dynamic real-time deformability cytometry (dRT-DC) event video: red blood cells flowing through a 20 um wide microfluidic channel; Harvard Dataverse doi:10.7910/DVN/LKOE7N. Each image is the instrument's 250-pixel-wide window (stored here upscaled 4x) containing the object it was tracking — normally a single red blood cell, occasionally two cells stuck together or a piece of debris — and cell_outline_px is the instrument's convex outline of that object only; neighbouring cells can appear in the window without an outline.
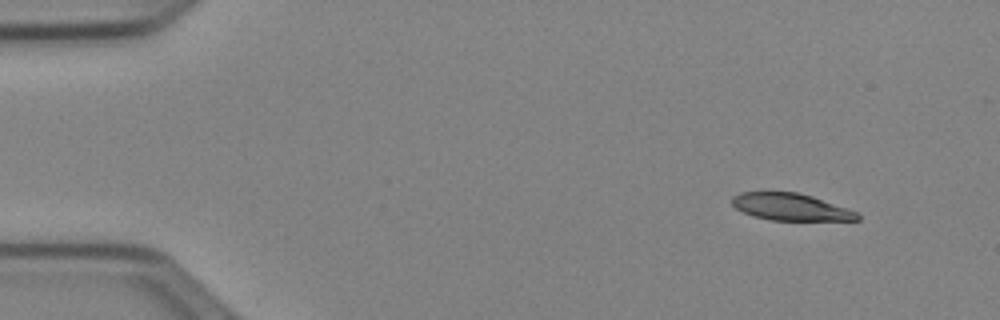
{"species": "Egyptian fruit bat (a non-hibernating species)", "species_latin": "Rousettus aegyptiacus", "temperature_condition": "cold", "stored_images_in_passage": 47, "camera_frame_rate_fps": 3000, "um_per_image_px": 0.085, "animal": {"sex": "female"}, "frame": {"image": 1, "passage_image": 1, "time_ms": 0.0, "image_size_px": [1000, 320], "cell_outline_px": [[860, 220], [768, 220], [752, 216], [736, 208], [732, 204], [732, 196], [740, 192], [796, 192], [812, 196], [856, 212], [860, 216]], "centroid_in_image_um": [67.16, 17.59], "position_along_channel_um": 17.8, "area_um2": 19.54}}
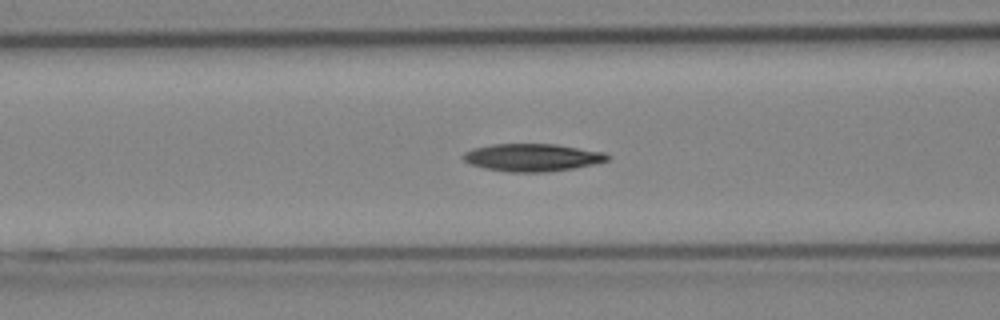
{"frame": {"image": 2, "passage_image": 17, "time_ms": 5.333, "image_size_px": [1000, 320], "cell_outline_px": [[608, 160], [592, 164], [572, 168], [548, 172], [508, 172], [484, 168], [472, 164], [464, 160], [460, 156], [464, 152], [476, 148], [492, 144], [556, 144], [604, 152], [608, 156]], "centroid_in_image_um": [45.21, 13.38], "position_along_channel_um": 121.4, "area_um2": 23.0}}
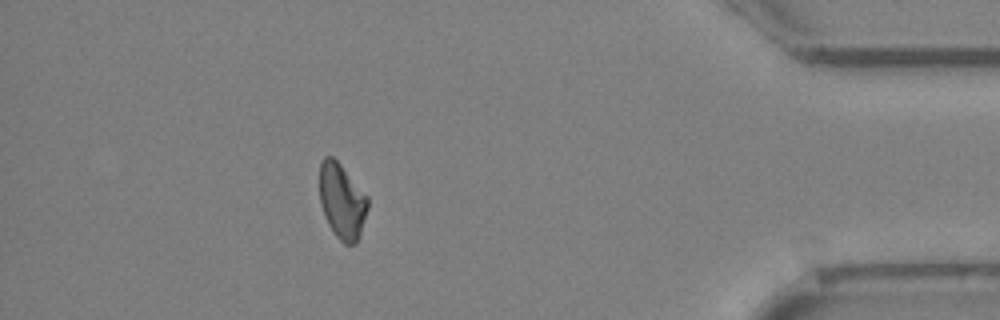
{"frame": {"image": 3, "passage_image": 42, "time_ms": 13.667, "image_size_px": [1000, 320], "cell_outline_px": [[368, 208], [356, 244], [344, 244], [336, 236], [328, 224], [320, 204], [320, 164], [324, 156], [332, 156], [340, 164], [368, 196]], "centroid_in_image_um": [29.06, 17.09], "position_along_channel_um": 406.1, "area_um2": 20.98}, "authors_computed_cell_mechanics": {"area_um2": 22.1952, "velocity_mm_per_s": 3.966, "shape_relaxation_time_tau1_ms": 5.8033, "shape_relaxation_time_tau2_ms": null, "deformation_change_tau1": 0.1384, "deformation_change_tau2": null}}